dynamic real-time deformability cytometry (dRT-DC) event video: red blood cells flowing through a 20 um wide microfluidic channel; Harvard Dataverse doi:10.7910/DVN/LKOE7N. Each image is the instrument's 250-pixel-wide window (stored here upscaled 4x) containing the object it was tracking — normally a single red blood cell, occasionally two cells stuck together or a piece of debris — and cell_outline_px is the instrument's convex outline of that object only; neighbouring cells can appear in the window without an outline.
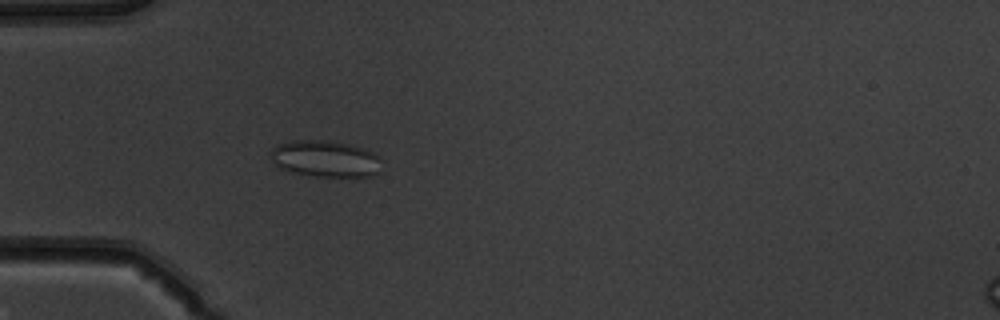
{"species": "common noctule bat (a hibernating species)", "species_latin": "Nyctalus noctula", "temperature_condition": "warm", "stored_images_in_passage": 53, "camera_frame_rate_fps": 3000, "um_per_image_px": 0.085, "animal": {"sex": "male", "body_mass_g": 19.5, "forearm_length_mm": 54.6}, "frame": {"image": 1, "passage_image": 17, "time_ms": 5.333, "image_size_px": [1000, 320], "cell_outline_px": [[376, 172], [372, 176], [316, 176], [288, 172], [280, 168], [272, 160], [268, 152], [276, 144], [292, 140], [328, 140], [348, 144], [364, 148], [372, 152], [376, 156]], "centroid_in_image_um": [27.51, 13.47], "position_along_channel_um": 57.5, "area_um2": 23.35}}
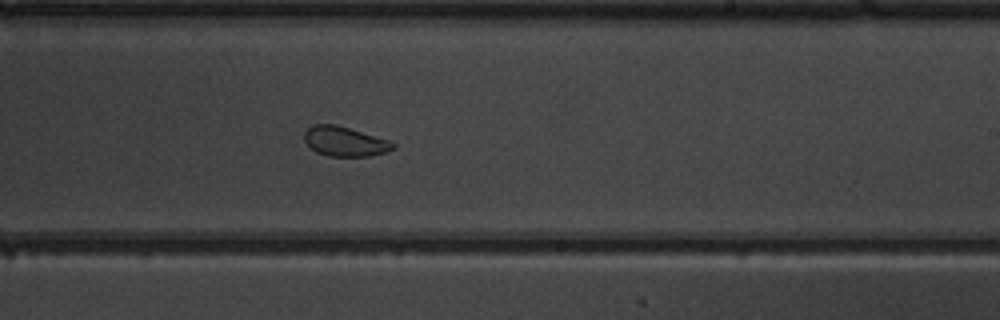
{"frame": {"image": 2, "passage_image": 33, "time_ms": 10.667, "image_size_px": [1000, 320], "cell_outline_px": [[396, 148], [372, 156], [328, 156], [316, 152], [304, 140], [304, 132], [312, 124], [336, 124], [388, 140], [396, 144]], "centroid_in_image_um": [29.3, 12.02], "position_along_channel_um": 259.7, "area_um2": 15.26}}
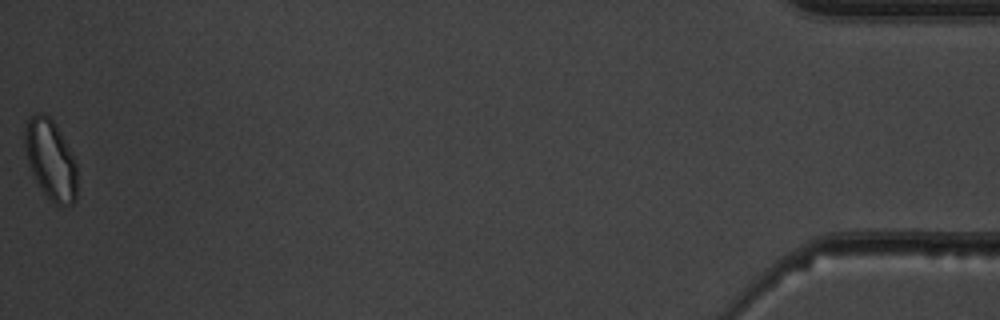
{"frame": {"image": 3, "passage_image": 53, "time_ms": 17.333, "image_size_px": [1000, 320], "cell_outline_px": [[76, 200], [72, 204], [56, 204], [44, 192], [36, 180], [28, 164], [24, 148], [24, 128], [28, 116], [36, 112], [44, 112], [52, 120], [60, 132], [76, 164]], "centroid_in_image_um": [4.26, 13.51], "position_along_channel_um": 430.9, "area_um2": 24.1}, "authors_computed_cell_mechanics": {"area_um2": 21.4438, "velocity_mm_per_s": 3.9264, "shape_relaxation_time_tau1_ms": null, "shape_relaxation_time_tau2_ms": 0.9311, "deformation_change_tau1": null, "deformation_change_tau2": 0.0617}}